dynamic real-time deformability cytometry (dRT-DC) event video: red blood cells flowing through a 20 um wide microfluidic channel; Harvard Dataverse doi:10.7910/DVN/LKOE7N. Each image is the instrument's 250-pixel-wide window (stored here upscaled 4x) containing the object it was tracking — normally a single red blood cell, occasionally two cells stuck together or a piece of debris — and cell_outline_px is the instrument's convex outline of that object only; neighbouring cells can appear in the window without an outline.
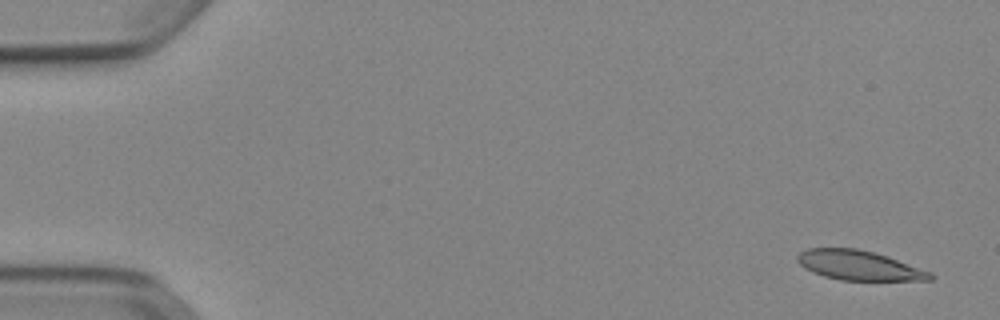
{"species": "Egyptian fruit bat (a non-hibernating species)", "species_latin": "Rousettus aegyptiacus", "temperature_condition": "cold", "stored_images_in_passage": 34, "camera_frame_rate_fps": 3000, "um_per_image_px": 0.085, "animal": {"sex": "female"}, "frame": {"image": 1, "passage_image": 3, "time_ms": 0.667, "image_size_px": [1000, 320], "cell_outline_px": [[932, 280], [840, 280], [824, 276], [812, 272], [804, 268], [796, 260], [796, 256], [800, 252], [808, 248], [856, 248], [872, 252], [932, 272]], "centroid_in_image_um": [72.94, 22.56], "position_along_channel_um": 12.1, "area_um2": 22.6}}
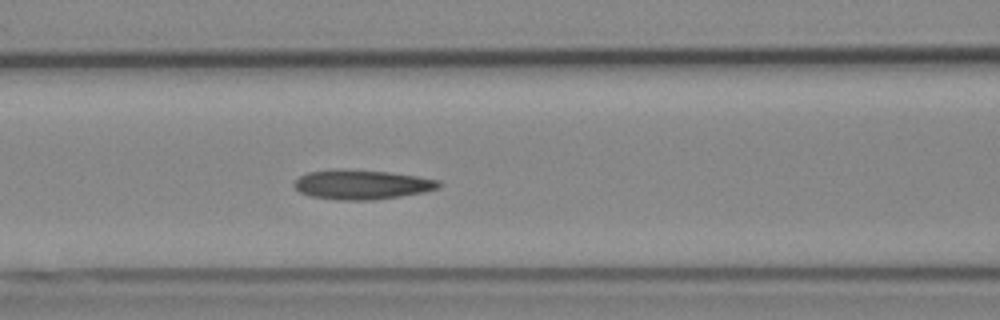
{"frame": {"image": 2, "passage_image": 23, "time_ms": 7.333, "image_size_px": [1000, 320], "cell_outline_px": [[444, 184], [440, 188], [424, 192], [400, 196], [372, 200], [336, 200], [312, 196], [300, 192], [292, 184], [300, 176], [308, 172], [336, 168], [340, 168], [388, 172], [416, 176], [440, 180]], "centroid_in_image_um": [30.77, 15.68], "position_along_channel_um": 135.8, "area_um2": 25.09}}
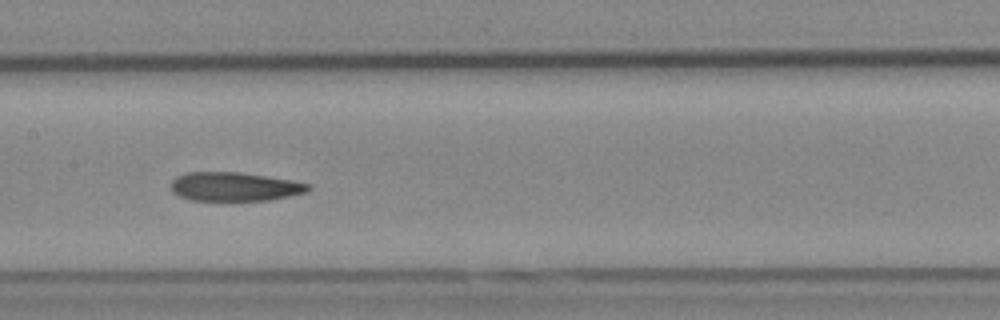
{"frame": {"image": 3, "passage_image": 27, "time_ms": 8.667, "image_size_px": [1000, 320], "cell_outline_px": [[312, 188], [308, 192], [268, 200], [192, 200], [180, 196], [172, 192], [172, 180], [176, 176], [184, 172], [240, 172], [292, 180], [312, 184]], "centroid_in_image_um": [19.96, 15.85], "position_along_channel_um": 187.4, "area_um2": 23.12}}